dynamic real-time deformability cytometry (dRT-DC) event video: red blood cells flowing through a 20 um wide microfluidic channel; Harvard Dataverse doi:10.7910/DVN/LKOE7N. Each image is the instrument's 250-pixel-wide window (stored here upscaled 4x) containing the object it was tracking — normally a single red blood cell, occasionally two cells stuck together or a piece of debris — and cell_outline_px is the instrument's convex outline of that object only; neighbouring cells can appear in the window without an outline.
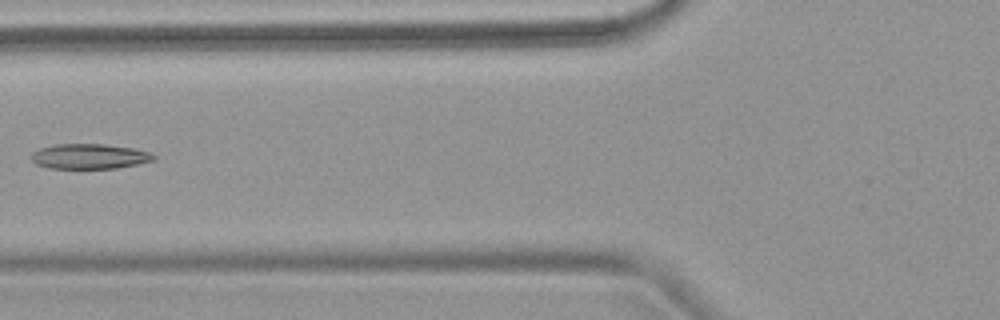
{"species": "common noctule bat (a hibernating species)", "species_latin": "Nyctalus noctula", "temperature_condition": "warm", "stored_images_in_passage": 7, "camera_frame_rate_fps": 3000, "um_per_image_px": 0.085, "animal": {"sex": "female", "body_mass_g": 18.4}, "frame": {"image": 1, "passage_image": 6, "time_ms": 7.0, "image_size_px": [1000, 320], "cell_outline_px": [[156, 160], [116, 168], [48, 168], [36, 164], [28, 156], [32, 152], [40, 148], [52, 144], [104, 144], [136, 148], [148, 152], [156, 156]], "centroid_in_image_um": [7.57, 13.28], "position_along_channel_um": 118.2, "area_um2": 18.03}}
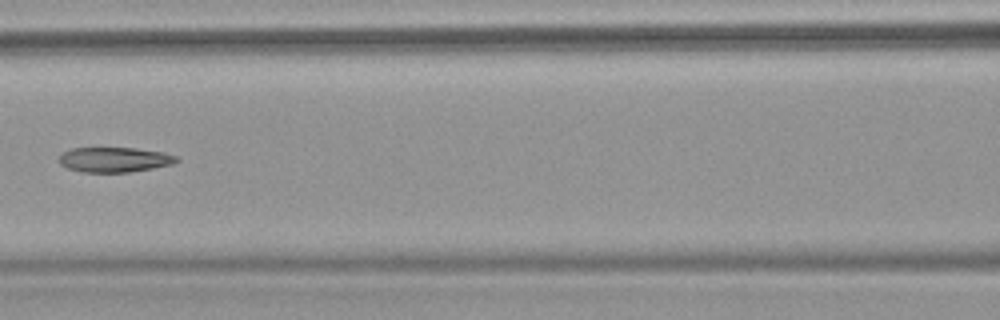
{"frame": {"image": 2, "passage_image": 7, "time_ms": 8.0, "image_size_px": [1000, 320], "cell_outline_px": [[180, 160], [172, 164], [152, 168], [128, 172], [84, 172], [68, 168], [60, 164], [56, 160], [64, 152], [72, 148], [136, 148], [164, 152], [176, 156]], "centroid_in_image_um": [9.72, 13.56], "position_along_channel_um": 156.9, "area_um2": 17.05}}